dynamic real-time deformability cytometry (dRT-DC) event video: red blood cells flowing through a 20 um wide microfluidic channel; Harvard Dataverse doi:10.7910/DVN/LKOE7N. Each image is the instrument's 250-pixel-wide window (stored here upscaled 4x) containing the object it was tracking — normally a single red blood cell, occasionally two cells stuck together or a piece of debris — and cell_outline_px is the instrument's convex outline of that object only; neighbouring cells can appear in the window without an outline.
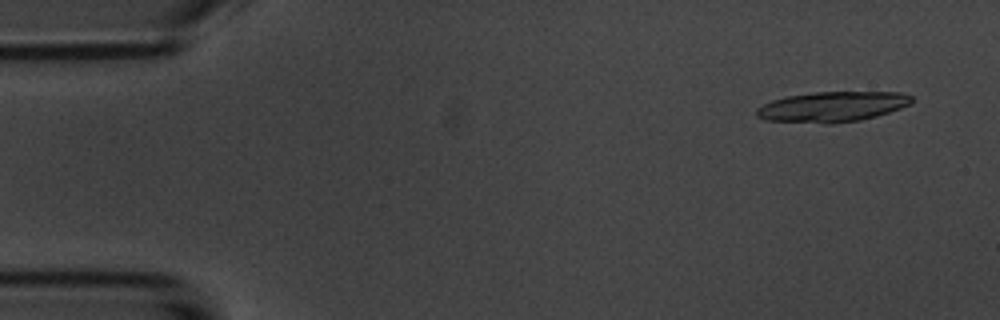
{"species": "common noctule bat (a hibernating species)", "species_latin": "Nyctalus noctula", "temperature_condition": "room temperature", "stored_images_in_passage": 5, "camera_frame_rate_fps": 3000, "um_per_image_px": 0.085, "animal": {"sex": "male", "body_mass_g": 20.1, "forearm_length_mm": 53.5}, "frame": {"image": 1, "passage_image": 1, "time_ms": 0.0, "image_size_px": [1000, 320], "cell_outline_px": [[912, 100], [908, 104], [900, 108], [876, 116], [860, 120], [832, 124], [828, 124], [764, 120], [756, 116], [756, 108], [772, 100], [784, 96], [816, 92], [900, 92], [912, 96]], "centroid_in_image_um": [70.69, 9.07], "position_along_channel_um": 14.3, "area_um2": 27.4}}